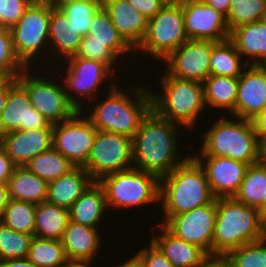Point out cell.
<instances>
[{"mask_svg": "<svg viewBox=\"0 0 266 267\" xmlns=\"http://www.w3.org/2000/svg\"><path fill=\"white\" fill-rule=\"evenodd\" d=\"M178 128L182 129L151 110L132 139L133 167L160 179L183 163L190 154L180 157Z\"/></svg>", "mask_w": 266, "mask_h": 267, "instance_id": "obj_1", "label": "cell"}, {"mask_svg": "<svg viewBox=\"0 0 266 267\" xmlns=\"http://www.w3.org/2000/svg\"><path fill=\"white\" fill-rule=\"evenodd\" d=\"M119 87V88H117ZM107 97L95 105L92 104L91 113L86 117L97 130L121 134L134 138L142 120L152 110V99L150 88L147 86H136L133 92L134 97H129L125 89L110 81Z\"/></svg>", "mask_w": 266, "mask_h": 267, "instance_id": "obj_2", "label": "cell"}, {"mask_svg": "<svg viewBox=\"0 0 266 267\" xmlns=\"http://www.w3.org/2000/svg\"><path fill=\"white\" fill-rule=\"evenodd\" d=\"M215 199L204 169L190 155L169 174L160 178L159 202L164 213L161 224L173 215L211 204Z\"/></svg>", "mask_w": 266, "mask_h": 267, "instance_id": "obj_3", "label": "cell"}, {"mask_svg": "<svg viewBox=\"0 0 266 267\" xmlns=\"http://www.w3.org/2000/svg\"><path fill=\"white\" fill-rule=\"evenodd\" d=\"M263 215L234 197L216 198L213 259L221 260L243 244L264 239Z\"/></svg>", "mask_w": 266, "mask_h": 267, "instance_id": "obj_4", "label": "cell"}, {"mask_svg": "<svg viewBox=\"0 0 266 267\" xmlns=\"http://www.w3.org/2000/svg\"><path fill=\"white\" fill-rule=\"evenodd\" d=\"M222 116L203 135L193 157H228L248 165L259 162L260 140L249 120Z\"/></svg>", "mask_w": 266, "mask_h": 267, "instance_id": "obj_5", "label": "cell"}, {"mask_svg": "<svg viewBox=\"0 0 266 267\" xmlns=\"http://www.w3.org/2000/svg\"><path fill=\"white\" fill-rule=\"evenodd\" d=\"M160 79L162 92L157 94L150 89L152 110L161 118L183 126L184 129L194 130L196 121L198 123V118L206 107L202 82L181 80L166 72Z\"/></svg>", "mask_w": 266, "mask_h": 267, "instance_id": "obj_6", "label": "cell"}, {"mask_svg": "<svg viewBox=\"0 0 266 267\" xmlns=\"http://www.w3.org/2000/svg\"><path fill=\"white\" fill-rule=\"evenodd\" d=\"M97 182L104 189L108 208L126 211L159 202L160 179L134 167L107 174Z\"/></svg>", "mask_w": 266, "mask_h": 267, "instance_id": "obj_7", "label": "cell"}, {"mask_svg": "<svg viewBox=\"0 0 266 267\" xmlns=\"http://www.w3.org/2000/svg\"><path fill=\"white\" fill-rule=\"evenodd\" d=\"M187 40L182 0H170L148 20L144 39L134 52L143 51L155 61H161Z\"/></svg>", "mask_w": 266, "mask_h": 267, "instance_id": "obj_8", "label": "cell"}, {"mask_svg": "<svg viewBox=\"0 0 266 267\" xmlns=\"http://www.w3.org/2000/svg\"><path fill=\"white\" fill-rule=\"evenodd\" d=\"M50 12L51 3L32 2L10 28L15 54L26 68L33 67V59L40 56L39 60H42V52L45 56L48 53L53 55L49 50Z\"/></svg>", "mask_w": 266, "mask_h": 267, "instance_id": "obj_9", "label": "cell"}, {"mask_svg": "<svg viewBox=\"0 0 266 267\" xmlns=\"http://www.w3.org/2000/svg\"><path fill=\"white\" fill-rule=\"evenodd\" d=\"M26 68L17 77V82L27 91L33 108L43 115L50 124H56L73 117L79 110L70 102L62 81L53 82L40 73L31 74ZM31 71V72H30Z\"/></svg>", "mask_w": 266, "mask_h": 267, "instance_id": "obj_10", "label": "cell"}, {"mask_svg": "<svg viewBox=\"0 0 266 267\" xmlns=\"http://www.w3.org/2000/svg\"><path fill=\"white\" fill-rule=\"evenodd\" d=\"M132 164V165H131ZM133 167V145L128 136L98 130L87 164L83 167L94 181Z\"/></svg>", "mask_w": 266, "mask_h": 267, "instance_id": "obj_11", "label": "cell"}, {"mask_svg": "<svg viewBox=\"0 0 266 267\" xmlns=\"http://www.w3.org/2000/svg\"><path fill=\"white\" fill-rule=\"evenodd\" d=\"M63 62L67 64V68L65 64L62 67L63 71H67V73H63L65 76L62 75V81L64 80L63 86L70 102L79 111H84L86 107V105L83 106L85 98L96 101V97L100 94L98 89L103 82L109 77L111 79L112 74L113 77L115 76L114 72L105 63L92 59L69 57ZM81 96L84 100L82 103L80 102Z\"/></svg>", "mask_w": 266, "mask_h": 267, "instance_id": "obj_12", "label": "cell"}, {"mask_svg": "<svg viewBox=\"0 0 266 267\" xmlns=\"http://www.w3.org/2000/svg\"><path fill=\"white\" fill-rule=\"evenodd\" d=\"M84 112L87 111H78L70 119L53 124V148L74 167L87 164L98 131Z\"/></svg>", "mask_w": 266, "mask_h": 267, "instance_id": "obj_13", "label": "cell"}, {"mask_svg": "<svg viewBox=\"0 0 266 267\" xmlns=\"http://www.w3.org/2000/svg\"><path fill=\"white\" fill-rule=\"evenodd\" d=\"M217 43L188 39L163 60L165 72L181 80L203 82L210 75V57Z\"/></svg>", "mask_w": 266, "mask_h": 267, "instance_id": "obj_14", "label": "cell"}, {"mask_svg": "<svg viewBox=\"0 0 266 267\" xmlns=\"http://www.w3.org/2000/svg\"><path fill=\"white\" fill-rule=\"evenodd\" d=\"M216 199L211 204L173 215L163 225L182 240L198 245L213 258Z\"/></svg>", "mask_w": 266, "mask_h": 267, "instance_id": "obj_15", "label": "cell"}, {"mask_svg": "<svg viewBox=\"0 0 266 267\" xmlns=\"http://www.w3.org/2000/svg\"><path fill=\"white\" fill-rule=\"evenodd\" d=\"M188 39L222 42L230 39L226 17L202 0H182Z\"/></svg>", "mask_w": 266, "mask_h": 267, "instance_id": "obj_16", "label": "cell"}, {"mask_svg": "<svg viewBox=\"0 0 266 267\" xmlns=\"http://www.w3.org/2000/svg\"><path fill=\"white\" fill-rule=\"evenodd\" d=\"M34 129H53V124L33 108L27 91L16 82L9 89L0 116V136L18 130Z\"/></svg>", "mask_w": 266, "mask_h": 267, "instance_id": "obj_17", "label": "cell"}, {"mask_svg": "<svg viewBox=\"0 0 266 267\" xmlns=\"http://www.w3.org/2000/svg\"><path fill=\"white\" fill-rule=\"evenodd\" d=\"M266 108V65H248L238 77L234 117L250 120Z\"/></svg>", "mask_w": 266, "mask_h": 267, "instance_id": "obj_18", "label": "cell"}, {"mask_svg": "<svg viewBox=\"0 0 266 267\" xmlns=\"http://www.w3.org/2000/svg\"><path fill=\"white\" fill-rule=\"evenodd\" d=\"M204 169L215 198L234 197L244 179L248 164L228 157H194Z\"/></svg>", "mask_w": 266, "mask_h": 267, "instance_id": "obj_19", "label": "cell"}, {"mask_svg": "<svg viewBox=\"0 0 266 267\" xmlns=\"http://www.w3.org/2000/svg\"><path fill=\"white\" fill-rule=\"evenodd\" d=\"M0 146L16 166L53 148V129L18 130L0 136Z\"/></svg>", "mask_w": 266, "mask_h": 267, "instance_id": "obj_20", "label": "cell"}, {"mask_svg": "<svg viewBox=\"0 0 266 267\" xmlns=\"http://www.w3.org/2000/svg\"><path fill=\"white\" fill-rule=\"evenodd\" d=\"M162 231L150 240L161 250L174 267H208L214 259L198 245L188 243L171 233L163 224Z\"/></svg>", "mask_w": 266, "mask_h": 267, "instance_id": "obj_21", "label": "cell"}, {"mask_svg": "<svg viewBox=\"0 0 266 267\" xmlns=\"http://www.w3.org/2000/svg\"><path fill=\"white\" fill-rule=\"evenodd\" d=\"M102 6L119 34L135 50L144 39L148 19L127 0H102Z\"/></svg>", "mask_w": 266, "mask_h": 267, "instance_id": "obj_22", "label": "cell"}, {"mask_svg": "<svg viewBox=\"0 0 266 267\" xmlns=\"http://www.w3.org/2000/svg\"><path fill=\"white\" fill-rule=\"evenodd\" d=\"M98 229L69 221L61 239L68 260L86 262L95 260L102 245Z\"/></svg>", "mask_w": 266, "mask_h": 267, "instance_id": "obj_23", "label": "cell"}, {"mask_svg": "<svg viewBox=\"0 0 266 267\" xmlns=\"http://www.w3.org/2000/svg\"><path fill=\"white\" fill-rule=\"evenodd\" d=\"M93 182L83 167H74L67 174L48 183L47 202L69 210Z\"/></svg>", "mask_w": 266, "mask_h": 267, "instance_id": "obj_24", "label": "cell"}, {"mask_svg": "<svg viewBox=\"0 0 266 267\" xmlns=\"http://www.w3.org/2000/svg\"><path fill=\"white\" fill-rule=\"evenodd\" d=\"M230 40L242 58L247 56L248 65H266L265 23L257 21L237 27L230 33Z\"/></svg>", "mask_w": 266, "mask_h": 267, "instance_id": "obj_25", "label": "cell"}, {"mask_svg": "<svg viewBox=\"0 0 266 267\" xmlns=\"http://www.w3.org/2000/svg\"><path fill=\"white\" fill-rule=\"evenodd\" d=\"M67 22V15L55 4L51 3L49 47H51V51L54 53L52 57L56 58L58 56L63 61L75 56L83 39V35L76 32L70 23Z\"/></svg>", "mask_w": 266, "mask_h": 267, "instance_id": "obj_26", "label": "cell"}, {"mask_svg": "<svg viewBox=\"0 0 266 267\" xmlns=\"http://www.w3.org/2000/svg\"><path fill=\"white\" fill-rule=\"evenodd\" d=\"M109 210L103 187L94 181L69 209L70 220L92 228H98L103 215Z\"/></svg>", "mask_w": 266, "mask_h": 267, "instance_id": "obj_27", "label": "cell"}, {"mask_svg": "<svg viewBox=\"0 0 266 267\" xmlns=\"http://www.w3.org/2000/svg\"><path fill=\"white\" fill-rule=\"evenodd\" d=\"M10 199L40 204L47 201L48 182L32 173L26 166H16L7 182Z\"/></svg>", "mask_w": 266, "mask_h": 267, "instance_id": "obj_28", "label": "cell"}, {"mask_svg": "<svg viewBox=\"0 0 266 267\" xmlns=\"http://www.w3.org/2000/svg\"><path fill=\"white\" fill-rule=\"evenodd\" d=\"M70 221L69 210L49 202L36 204L34 236L43 239L61 240Z\"/></svg>", "mask_w": 266, "mask_h": 267, "instance_id": "obj_29", "label": "cell"}, {"mask_svg": "<svg viewBox=\"0 0 266 267\" xmlns=\"http://www.w3.org/2000/svg\"><path fill=\"white\" fill-rule=\"evenodd\" d=\"M206 107L222 109L232 114L238 92V78L209 75L203 82Z\"/></svg>", "mask_w": 266, "mask_h": 267, "instance_id": "obj_30", "label": "cell"}, {"mask_svg": "<svg viewBox=\"0 0 266 267\" xmlns=\"http://www.w3.org/2000/svg\"><path fill=\"white\" fill-rule=\"evenodd\" d=\"M87 35H90V41L104 43L118 58L135 53L112 24L109 13L103 6L92 17Z\"/></svg>", "mask_w": 266, "mask_h": 267, "instance_id": "obj_31", "label": "cell"}, {"mask_svg": "<svg viewBox=\"0 0 266 267\" xmlns=\"http://www.w3.org/2000/svg\"><path fill=\"white\" fill-rule=\"evenodd\" d=\"M241 58L235 44L230 39L218 42L212 48L210 74L238 78L248 66Z\"/></svg>", "mask_w": 266, "mask_h": 267, "instance_id": "obj_32", "label": "cell"}, {"mask_svg": "<svg viewBox=\"0 0 266 267\" xmlns=\"http://www.w3.org/2000/svg\"><path fill=\"white\" fill-rule=\"evenodd\" d=\"M234 198L244 205L259 208L266 199V166L260 162L248 166Z\"/></svg>", "mask_w": 266, "mask_h": 267, "instance_id": "obj_33", "label": "cell"}, {"mask_svg": "<svg viewBox=\"0 0 266 267\" xmlns=\"http://www.w3.org/2000/svg\"><path fill=\"white\" fill-rule=\"evenodd\" d=\"M26 167L49 183L67 174L74 168V165L59 151L51 148L34 157Z\"/></svg>", "mask_w": 266, "mask_h": 267, "instance_id": "obj_34", "label": "cell"}, {"mask_svg": "<svg viewBox=\"0 0 266 267\" xmlns=\"http://www.w3.org/2000/svg\"><path fill=\"white\" fill-rule=\"evenodd\" d=\"M27 259L36 267H61L68 258L61 240L33 236Z\"/></svg>", "mask_w": 266, "mask_h": 267, "instance_id": "obj_35", "label": "cell"}, {"mask_svg": "<svg viewBox=\"0 0 266 267\" xmlns=\"http://www.w3.org/2000/svg\"><path fill=\"white\" fill-rule=\"evenodd\" d=\"M56 6L67 15V23L76 32L86 36L92 17L102 7V0H60Z\"/></svg>", "mask_w": 266, "mask_h": 267, "instance_id": "obj_36", "label": "cell"}, {"mask_svg": "<svg viewBox=\"0 0 266 267\" xmlns=\"http://www.w3.org/2000/svg\"><path fill=\"white\" fill-rule=\"evenodd\" d=\"M36 204L9 199L0 222L10 229L34 236Z\"/></svg>", "mask_w": 266, "mask_h": 267, "instance_id": "obj_37", "label": "cell"}, {"mask_svg": "<svg viewBox=\"0 0 266 267\" xmlns=\"http://www.w3.org/2000/svg\"><path fill=\"white\" fill-rule=\"evenodd\" d=\"M221 261L227 267H266V238L231 250Z\"/></svg>", "mask_w": 266, "mask_h": 267, "instance_id": "obj_38", "label": "cell"}, {"mask_svg": "<svg viewBox=\"0 0 266 267\" xmlns=\"http://www.w3.org/2000/svg\"><path fill=\"white\" fill-rule=\"evenodd\" d=\"M33 235L16 232L0 222V261L27 258Z\"/></svg>", "mask_w": 266, "mask_h": 267, "instance_id": "obj_39", "label": "cell"}, {"mask_svg": "<svg viewBox=\"0 0 266 267\" xmlns=\"http://www.w3.org/2000/svg\"><path fill=\"white\" fill-rule=\"evenodd\" d=\"M266 0H231V7L226 17L230 33L237 27L261 21Z\"/></svg>", "mask_w": 266, "mask_h": 267, "instance_id": "obj_40", "label": "cell"}, {"mask_svg": "<svg viewBox=\"0 0 266 267\" xmlns=\"http://www.w3.org/2000/svg\"><path fill=\"white\" fill-rule=\"evenodd\" d=\"M25 69L15 54L10 28L0 27V72L16 78Z\"/></svg>", "mask_w": 266, "mask_h": 267, "instance_id": "obj_41", "label": "cell"}, {"mask_svg": "<svg viewBox=\"0 0 266 267\" xmlns=\"http://www.w3.org/2000/svg\"><path fill=\"white\" fill-rule=\"evenodd\" d=\"M72 57H80L83 59H92L103 62L115 74L117 68L114 65L119 63L117 59L120 60V58H118L104 43L99 41H90V35L83 36L78 51L76 52L75 56Z\"/></svg>", "mask_w": 266, "mask_h": 267, "instance_id": "obj_42", "label": "cell"}, {"mask_svg": "<svg viewBox=\"0 0 266 267\" xmlns=\"http://www.w3.org/2000/svg\"><path fill=\"white\" fill-rule=\"evenodd\" d=\"M31 3L30 0H1L0 27L11 28L19 21Z\"/></svg>", "mask_w": 266, "mask_h": 267, "instance_id": "obj_43", "label": "cell"}, {"mask_svg": "<svg viewBox=\"0 0 266 267\" xmlns=\"http://www.w3.org/2000/svg\"><path fill=\"white\" fill-rule=\"evenodd\" d=\"M135 256L140 260L143 267H174L151 240L148 246L140 248Z\"/></svg>", "mask_w": 266, "mask_h": 267, "instance_id": "obj_44", "label": "cell"}, {"mask_svg": "<svg viewBox=\"0 0 266 267\" xmlns=\"http://www.w3.org/2000/svg\"><path fill=\"white\" fill-rule=\"evenodd\" d=\"M148 20L153 18L170 0H127Z\"/></svg>", "mask_w": 266, "mask_h": 267, "instance_id": "obj_45", "label": "cell"}, {"mask_svg": "<svg viewBox=\"0 0 266 267\" xmlns=\"http://www.w3.org/2000/svg\"><path fill=\"white\" fill-rule=\"evenodd\" d=\"M16 165L10 159L5 150L0 146V183L7 184Z\"/></svg>", "mask_w": 266, "mask_h": 267, "instance_id": "obj_46", "label": "cell"}, {"mask_svg": "<svg viewBox=\"0 0 266 267\" xmlns=\"http://www.w3.org/2000/svg\"><path fill=\"white\" fill-rule=\"evenodd\" d=\"M249 121L259 140L266 137V108L262 112L255 114Z\"/></svg>", "mask_w": 266, "mask_h": 267, "instance_id": "obj_47", "label": "cell"}, {"mask_svg": "<svg viewBox=\"0 0 266 267\" xmlns=\"http://www.w3.org/2000/svg\"><path fill=\"white\" fill-rule=\"evenodd\" d=\"M207 5L211 6L217 12H220L225 17H227L230 7H231V0H202Z\"/></svg>", "mask_w": 266, "mask_h": 267, "instance_id": "obj_48", "label": "cell"}, {"mask_svg": "<svg viewBox=\"0 0 266 267\" xmlns=\"http://www.w3.org/2000/svg\"><path fill=\"white\" fill-rule=\"evenodd\" d=\"M17 82L16 78H9L1 87H0V116L5 108L6 99L8 96L9 89Z\"/></svg>", "mask_w": 266, "mask_h": 267, "instance_id": "obj_49", "label": "cell"}, {"mask_svg": "<svg viewBox=\"0 0 266 267\" xmlns=\"http://www.w3.org/2000/svg\"><path fill=\"white\" fill-rule=\"evenodd\" d=\"M0 267H36L27 258H18L15 260L0 261Z\"/></svg>", "mask_w": 266, "mask_h": 267, "instance_id": "obj_50", "label": "cell"}, {"mask_svg": "<svg viewBox=\"0 0 266 267\" xmlns=\"http://www.w3.org/2000/svg\"><path fill=\"white\" fill-rule=\"evenodd\" d=\"M9 195H8V189L7 184H1L0 183V218L3 215V212L9 202Z\"/></svg>", "mask_w": 266, "mask_h": 267, "instance_id": "obj_51", "label": "cell"}, {"mask_svg": "<svg viewBox=\"0 0 266 267\" xmlns=\"http://www.w3.org/2000/svg\"><path fill=\"white\" fill-rule=\"evenodd\" d=\"M116 267V266H115ZM117 267H143L140 260L134 255L130 259L124 261L122 264L120 263Z\"/></svg>", "mask_w": 266, "mask_h": 267, "instance_id": "obj_52", "label": "cell"}, {"mask_svg": "<svg viewBox=\"0 0 266 267\" xmlns=\"http://www.w3.org/2000/svg\"><path fill=\"white\" fill-rule=\"evenodd\" d=\"M259 162L266 166V137L260 140Z\"/></svg>", "mask_w": 266, "mask_h": 267, "instance_id": "obj_53", "label": "cell"}, {"mask_svg": "<svg viewBox=\"0 0 266 267\" xmlns=\"http://www.w3.org/2000/svg\"><path fill=\"white\" fill-rule=\"evenodd\" d=\"M90 265H91V262H86V261H70V260H68L61 267H91Z\"/></svg>", "mask_w": 266, "mask_h": 267, "instance_id": "obj_54", "label": "cell"}, {"mask_svg": "<svg viewBox=\"0 0 266 267\" xmlns=\"http://www.w3.org/2000/svg\"><path fill=\"white\" fill-rule=\"evenodd\" d=\"M208 267H227L221 260H214Z\"/></svg>", "mask_w": 266, "mask_h": 267, "instance_id": "obj_55", "label": "cell"}, {"mask_svg": "<svg viewBox=\"0 0 266 267\" xmlns=\"http://www.w3.org/2000/svg\"><path fill=\"white\" fill-rule=\"evenodd\" d=\"M9 79V77L5 74L0 72V87Z\"/></svg>", "mask_w": 266, "mask_h": 267, "instance_id": "obj_56", "label": "cell"}, {"mask_svg": "<svg viewBox=\"0 0 266 267\" xmlns=\"http://www.w3.org/2000/svg\"><path fill=\"white\" fill-rule=\"evenodd\" d=\"M258 209L262 215L266 213V199H263V203Z\"/></svg>", "mask_w": 266, "mask_h": 267, "instance_id": "obj_57", "label": "cell"}, {"mask_svg": "<svg viewBox=\"0 0 266 267\" xmlns=\"http://www.w3.org/2000/svg\"><path fill=\"white\" fill-rule=\"evenodd\" d=\"M31 2H49L53 4H57V0H30Z\"/></svg>", "mask_w": 266, "mask_h": 267, "instance_id": "obj_58", "label": "cell"}, {"mask_svg": "<svg viewBox=\"0 0 266 267\" xmlns=\"http://www.w3.org/2000/svg\"><path fill=\"white\" fill-rule=\"evenodd\" d=\"M263 231L264 237L266 238V213L263 215Z\"/></svg>", "mask_w": 266, "mask_h": 267, "instance_id": "obj_59", "label": "cell"}, {"mask_svg": "<svg viewBox=\"0 0 266 267\" xmlns=\"http://www.w3.org/2000/svg\"><path fill=\"white\" fill-rule=\"evenodd\" d=\"M261 21H262L263 23H265V24H266V9H265V10H264V12H263V15H262Z\"/></svg>", "mask_w": 266, "mask_h": 267, "instance_id": "obj_60", "label": "cell"}]
</instances>
